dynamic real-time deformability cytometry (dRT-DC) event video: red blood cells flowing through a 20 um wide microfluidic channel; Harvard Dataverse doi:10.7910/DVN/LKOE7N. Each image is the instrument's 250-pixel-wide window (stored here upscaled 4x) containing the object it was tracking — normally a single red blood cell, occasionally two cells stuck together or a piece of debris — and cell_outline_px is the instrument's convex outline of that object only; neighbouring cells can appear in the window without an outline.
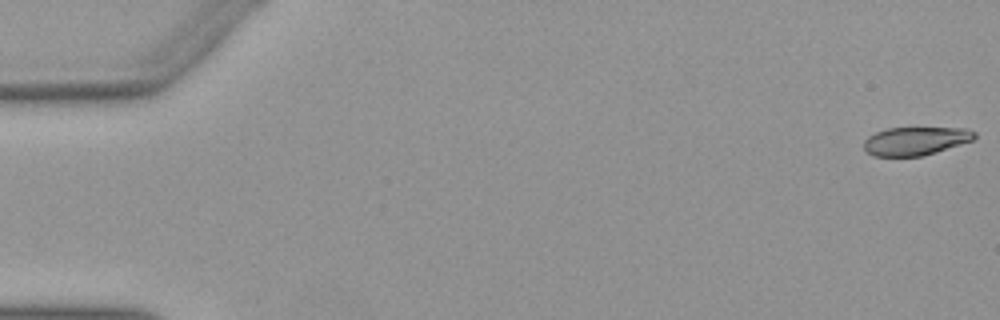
{"species": "Egyptian fruit bat (a non-hibernating species)", "species_latin": "Rousettus aegyptiacus", "temperature_condition": "warm", "stored_images_in_passage": 52, "camera_frame_rate_fps": 3000, "um_per_image_px": 0.085, "animal": {"sex": "female"}, "frame": {"image": 1, "passage_image": 1, "time_ms": 0.0, "image_size_px": [1000, 320], "cell_outline_px": [[976, 136], [972, 140], [936, 152], [920, 156], [872, 156], [864, 148], [864, 140], [868, 136], [876, 132], [888, 128], [968, 128], [976, 132]], "centroid_in_image_um": [77.81, 11.98], "position_along_channel_um": 7.2, "area_um2": 18.15}}
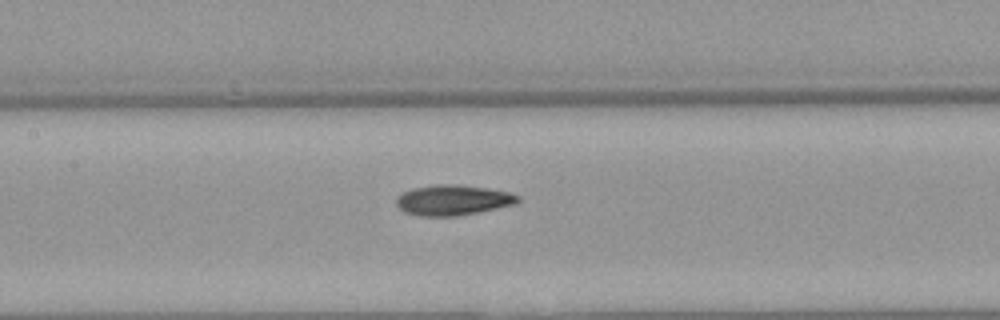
{"frame": {"image": 2, "passage_image": 25, "time_ms": 8.0, "image_size_px": [1000, 320], "cell_outline_px": [[520, 200], [516, 204], [480, 212], [456, 216], [420, 216], [404, 212], [396, 204], [396, 196], [412, 188], [436, 184], [460, 184], [508, 192], [520, 196]], "centroid_in_image_um": [38.49, 17.01], "position_along_channel_um": 168.9, "area_um2": 21.62}}
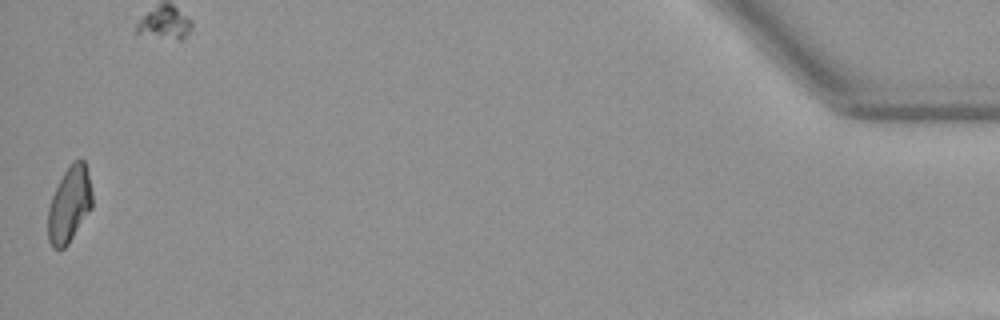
{"frame": {"image": 3, "passage_image": 52, "time_ms": 17.0, "image_size_px": [1000, 320], "cell_outline_px": [[92, 208], [68, 244], [64, 248], [52, 248], [48, 240], [48, 208], [52, 196], [64, 172], [72, 160], [80, 156], [84, 160], [92, 192]], "centroid_in_image_um": [5.9, 17.36], "position_along_channel_um": 429.3, "area_um2": 19.59}, "authors_computed_cell_mechanics": {"area_um2": 20.23, "velocity_mm_per_s": 3.9542, "shape_relaxation_time_tau1_ms": null, "shape_relaxation_time_tau2_ms": 3.463, "deformation_change_tau1": null, "deformation_change_tau2": 0.0997}}